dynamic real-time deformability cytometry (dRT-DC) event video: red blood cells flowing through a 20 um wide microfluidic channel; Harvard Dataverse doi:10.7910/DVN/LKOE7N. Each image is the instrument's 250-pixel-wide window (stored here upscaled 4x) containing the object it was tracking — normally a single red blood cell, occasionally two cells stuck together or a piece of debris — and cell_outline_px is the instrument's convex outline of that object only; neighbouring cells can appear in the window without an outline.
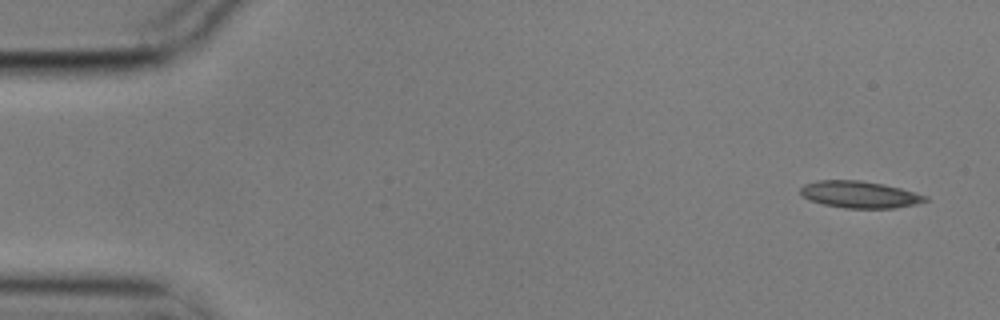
{"species": "common noctule bat (a hibernating species)", "species_latin": "Nyctalus noctula", "temperature_condition": "cold", "stored_images_in_passage": 4, "camera_frame_rate_fps": 3000, "um_per_image_px": 0.085, "animal": {"sex": "male", "body_mass_g": 17.9}, "frame": {"image": 1, "passage_image": 1, "time_ms": 0.0, "image_size_px": [1000, 320], "cell_outline_px": [[928, 200], [916, 204], [896, 208], [844, 208], [824, 204], [800, 196], [800, 188], [804, 184], [816, 180], [860, 180], [884, 184], [900, 188], [928, 196]], "centroid_in_image_um": [73.06, 16.53], "position_along_channel_um": 11.9, "area_um2": 19.59}}
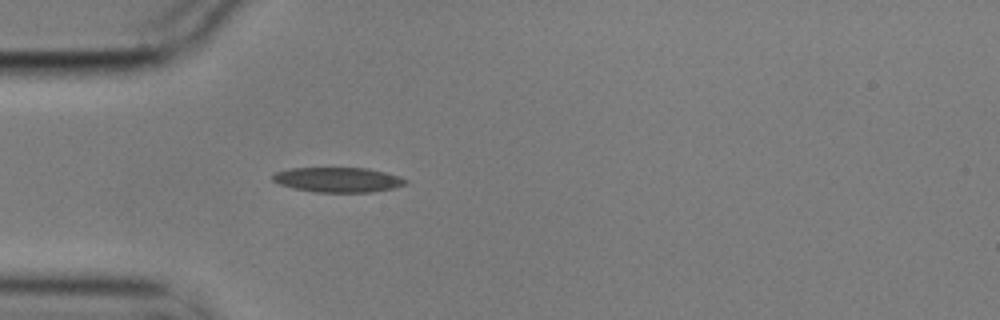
{"frame": {"image": 2, "passage_image": 4, "time_ms": 1.0, "image_size_px": [1000, 320], "cell_outline_px": [[408, 184], [392, 188], [372, 192], [316, 192], [292, 188], [280, 184], [272, 180], [272, 176], [276, 172], [292, 168], [368, 168], [400, 176], [408, 180]], "centroid_in_image_um": [28.75, 15.28], "position_along_channel_um": 56.2, "area_um2": 19.25}}